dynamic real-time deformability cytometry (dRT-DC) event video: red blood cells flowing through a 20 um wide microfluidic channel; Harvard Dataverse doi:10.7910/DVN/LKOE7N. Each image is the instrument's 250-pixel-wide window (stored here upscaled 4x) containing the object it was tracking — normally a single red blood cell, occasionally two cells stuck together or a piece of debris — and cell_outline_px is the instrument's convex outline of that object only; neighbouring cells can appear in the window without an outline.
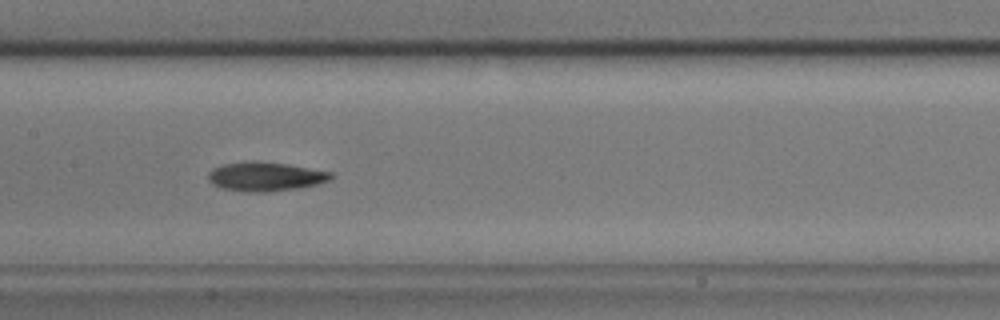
{"species": "common noctule bat (a hibernating species)", "species_latin": "Nyctalus noctula", "temperature_condition": "cold", "stored_images_in_passage": 48, "camera_frame_rate_fps": 3000, "um_per_image_px": 0.085, "animal": {"sex": "male", "body_mass_g": 17.9}, "frame": {"image": 1, "passage_image": 17, "time_ms": 5.333, "image_size_px": [1000, 320], "cell_outline_px": [[332, 180], [316, 184], [296, 188], [268, 192], [248, 192], [220, 188], [212, 184], [208, 180], [208, 172], [212, 168], [224, 164], [252, 160], [256, 160], [288, 164], [332, 172]], "centroid_in_image_um": [22.53, 15.0], "position_along_channel_um": 184.9, "area_um2": 20.98}}
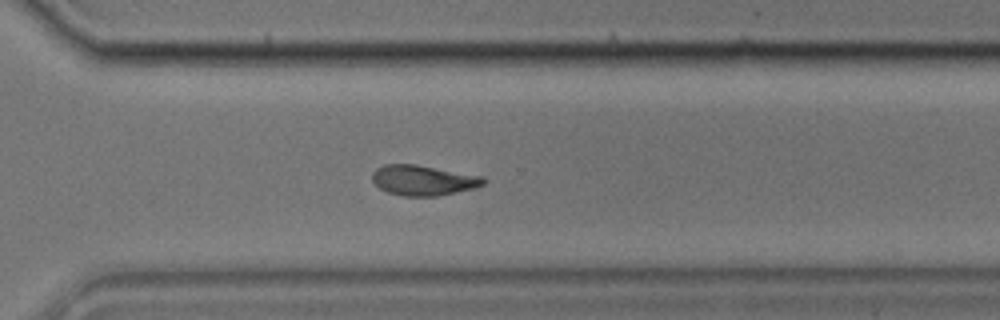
{"frame": {"image": 2, "passage_image": 30, "time_ms": 9.667, "image_size_px": [1000, 320], "cell_outline_px": [[488, 180], [484, 184], [472, 188], [456, 192], [436, 196], [400, 196], [388, 192], [380, 188], [372, 180], [372, 172], [376, 168], [384, 164], [416, 164], [484, 176]], "centroid_in_image_um": [35.97, 15.31], "position_along_channel_um": 334.6, "area_um2": 19.71}}
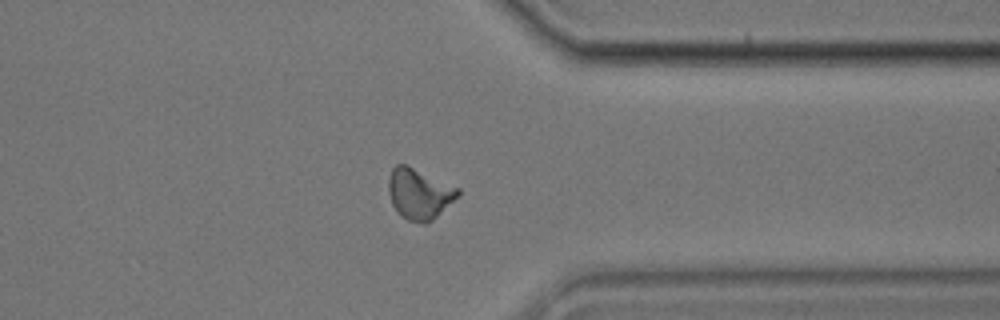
{"frame": {"image": 3, "passage_image": 34, "time_ms": 11.0, "image_size_px": [1000, 320], "cell_outline_px": [[460, 196], [428, 224], [424, 224], [408, 220], [400, 216], [392, 204], [388, 192], [388, 180], [392, 168], [396, 164], [408, 164], [460, 188]], "centroid_in_image_um": [35.65, 16.47], "position_along_channel_um": 375.7, "area_um2": 20.98}, "authors_computed_cell_mechanics": {"area_um2": 19.7098, "velocity_mm_per_s": 3.4639, "shape_relaxation_time_tau1_ms": 6.6143, "shape_relaxation_time_tau2_ms": 5.9261, "deformation_change_tau1": 0.1591, "deformation_change_tau2": 0.1283}}